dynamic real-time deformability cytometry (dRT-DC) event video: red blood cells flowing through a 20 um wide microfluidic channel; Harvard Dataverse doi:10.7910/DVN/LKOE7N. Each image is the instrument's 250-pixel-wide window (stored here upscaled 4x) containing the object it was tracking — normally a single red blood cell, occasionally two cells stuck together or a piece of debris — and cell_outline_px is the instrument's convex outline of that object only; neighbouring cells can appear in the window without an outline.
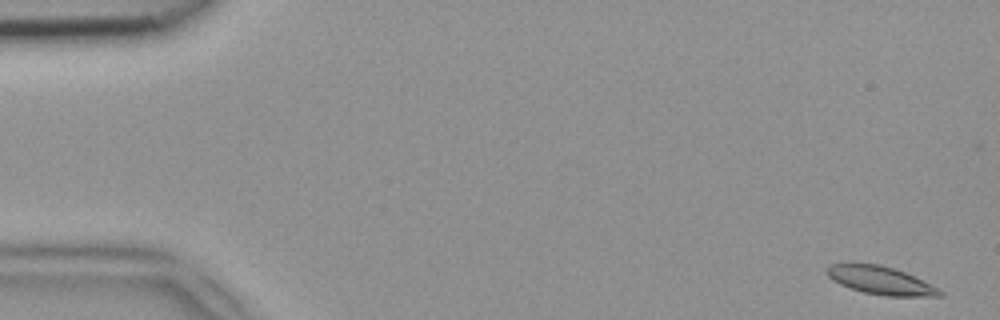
{"species": "common noctule bat (a hibernating species)", "species_latin": "Nyctalus noctula", "temperature_condition": "room temperature", "stored_images_in_passage": 9, "camera_frame_rate_fps": 3000, "um_per_image_px": 0.085, "animal": {"sex": "female", "body_mass_g": 18.4}, "frame": {"image": 1, "passage_image": 1, "time_ms": 0.0, "image_size_px": [1000, 320], "cell_outline_px": [[944, 296], [884, 296], [864, 292], [840, 284], [832, 280], [824, 272], [824, 268], [828, 264], [876, 264], [892, 268], [904, 272], [940, 288], [944, 292]], "centroid_in_image_um": [74.84, 23.84], "position_along_channel_um": 10.2, "area_um2": 18.38}}